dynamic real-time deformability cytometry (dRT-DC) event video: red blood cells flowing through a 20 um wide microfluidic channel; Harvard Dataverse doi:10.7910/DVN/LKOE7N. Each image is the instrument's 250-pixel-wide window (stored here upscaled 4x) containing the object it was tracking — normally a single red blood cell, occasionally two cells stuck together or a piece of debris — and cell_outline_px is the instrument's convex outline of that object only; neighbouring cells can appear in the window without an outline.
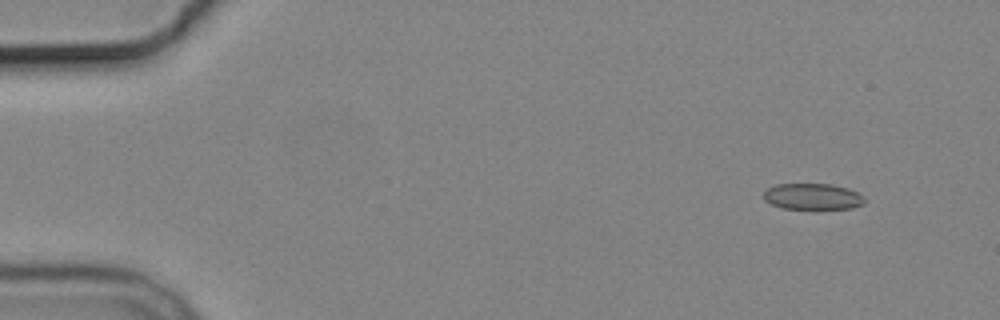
{"species": "common noctule bat (a hibernating species)", "species_latin": "Nyctalus noctula", "temperature_condition": "cold", "stored_images_in_passage": 8, "camera_frame_rate_fps": 3000, "um_per_image_px": 0.085, "animal": {"sex": "male", "body_mass_g": 19.2, "forearm_length_mm": 51.8}, "frame": {"image": 1, "passage_image": 1, "time_ms": 0.0, "image_size_px": [1000, 320], "cell_outline_px": [[864, 204], [852, 208], [784, 208], [772, 204], [764, 200], [764, 192], [768, 188], [776, 184], [832, 184], [848, 188], [864, 196]], "centroid_in_image_um": [69.09, 16.69], "position_along_channel_um": 15.9, "area_um2": 15.2}}
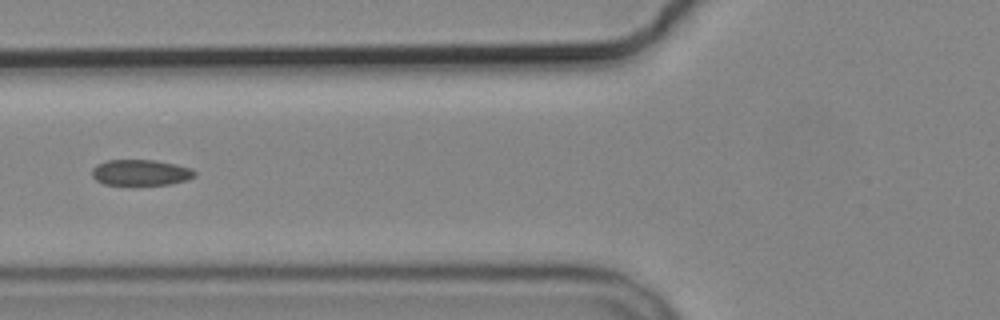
{"frame": {"image": 2, "passage_image": 5, "time_ms": 5.667, "image_size_px": [1000, 320], "cell_outline_px": [[196, 176], [188, 180], [172, 184], [104, 184], [96, 180], [92, 176], [92, 168], [96, 164], [108, 160], [156, 160], [176, 164], [192, 168], [196, 172]], "centroid_in_image_um": [11.99, 14.65], "position_along_channel_um": 113.8, "area_um2": 15.55}}
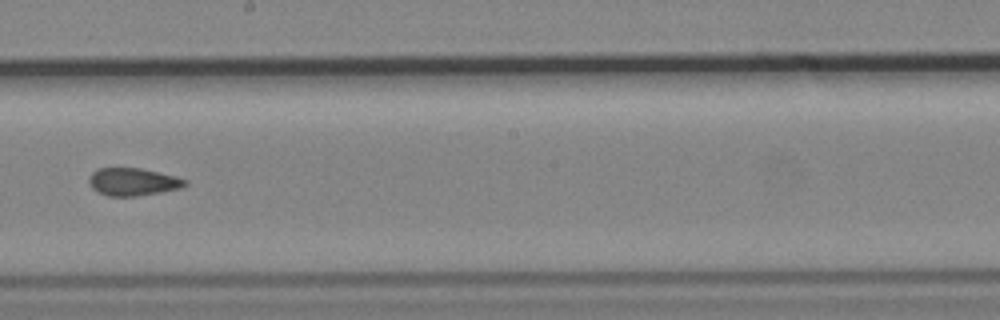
{"frame": {"image": 3, "passage_image": 8, "time_ms": 9.0, "image_size_px": [1000, 320], "cell_outline_px": [[188, 184], [180, 188], [160, 192], [136, 196], [108, 196], [96, 192], [88, 184], [88, 176], [92, 172], [100, 168], [140, 168], [176, 176], [188, 180]], "centroid_in_image_um": [11.27, 15.45], "position_along_channel_um": 236.9, "area_um2": 15.61}}